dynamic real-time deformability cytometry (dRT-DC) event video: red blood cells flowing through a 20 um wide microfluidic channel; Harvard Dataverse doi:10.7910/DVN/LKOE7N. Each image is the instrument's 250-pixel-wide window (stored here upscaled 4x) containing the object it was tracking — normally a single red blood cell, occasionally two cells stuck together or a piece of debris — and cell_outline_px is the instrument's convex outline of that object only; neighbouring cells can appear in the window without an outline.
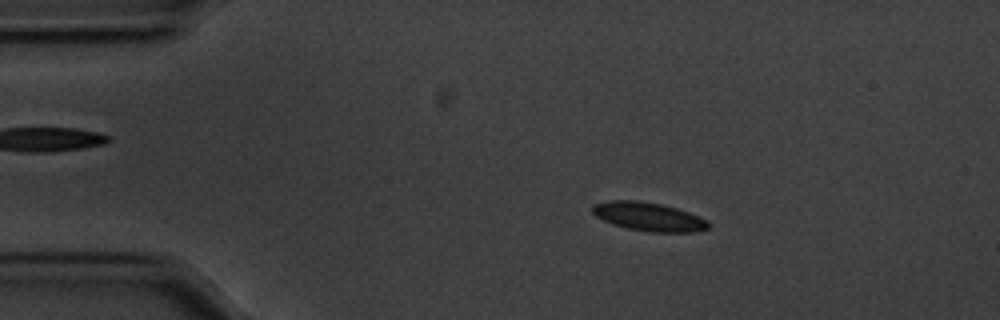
{"species": "common noctule bat (a hibernating species)", "species_latin": "Nyctalus noctula", "temperature_condition": "cold", "stored_images_in_passage": 52, "camera_frame_rate_fps": 3000, "um_per_image_px": 0.085, "animal": {"sex": "male", "body_mass_g": 20.1, "forearm_length_mm": 53.5}, "frame": {"image": 1, "passage_image": 6, "time_ms": 1.667, "image_size_px": [1000, 320], "cell_outline_px": [[708, 228], [696, 232], [648, 232], [628, 228], [612, 224], [596, 216], [592, 212], [592, 204], [608, 200], [640, 200], [664, 204], [688, 212], [708, 220]], "centroid_in_image_um": [55.11, 18.4], "position_along_channel_um": 29.9, "area_um2": 19.48}}
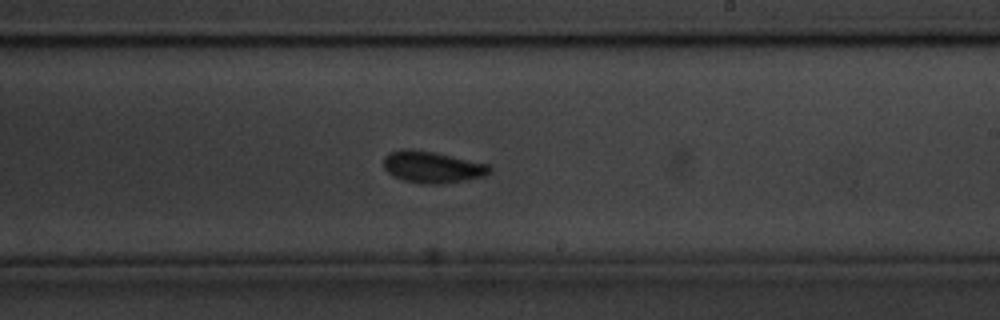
{"frame": {"image": 2, "passage_image": 29, "time_ms": 9.333, "image_size_px": [1000, 320], "cell_outline_px": [[492, 168], [484, 176], [468, 180], [444, 184], [420, 184], [404, 180], [392, 176], [384, 168], [384, 156], [388, 152], [404, 148], [412, 148], [432, 152], [488, 164]], "centroid_in_image_um": [36.7, 14.21], "position_along_channel_um": 252.3, "area_um2": 19.65}}
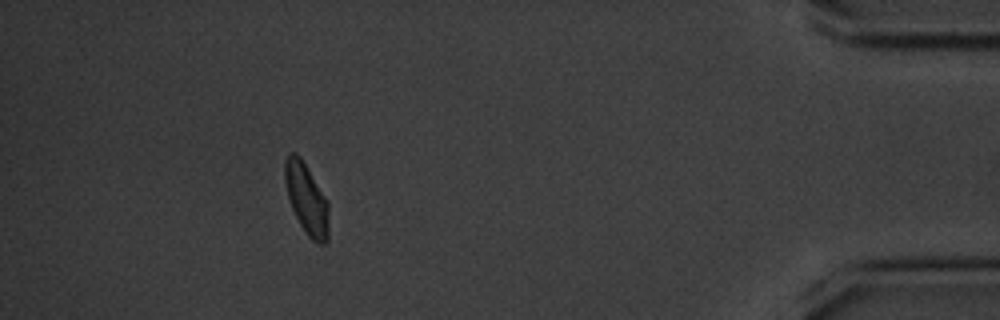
{"frame": {"image": 3, "passage_image": 47, "time_ms": 15.333, "image_size_px": [1000, 320], "cell_outline_px": [[328, 240], [324, 244], [320, 244], [312, 240], [308, 236], [300, 224], [292, 208], [288, 196], [284, 180], [284, 160], [288, 152], [296, 152], [300, 156], [328, 200]], "centroid_in_image_um": [26.05, 16.87], "position_along_channel_um": 409.2, "area_um2": 18.21}, "authors_computed_cell_mechanics": {"area_um2": 18.785, "velocity_mm_per_s": 3.5366, "shape_relaxation_time_tau1_ms": null, "shape_relaxation_time_tau2_ms": 2.0339, "deformation_change_tau1": null, "deformation_change_tau2": 0.0598}}